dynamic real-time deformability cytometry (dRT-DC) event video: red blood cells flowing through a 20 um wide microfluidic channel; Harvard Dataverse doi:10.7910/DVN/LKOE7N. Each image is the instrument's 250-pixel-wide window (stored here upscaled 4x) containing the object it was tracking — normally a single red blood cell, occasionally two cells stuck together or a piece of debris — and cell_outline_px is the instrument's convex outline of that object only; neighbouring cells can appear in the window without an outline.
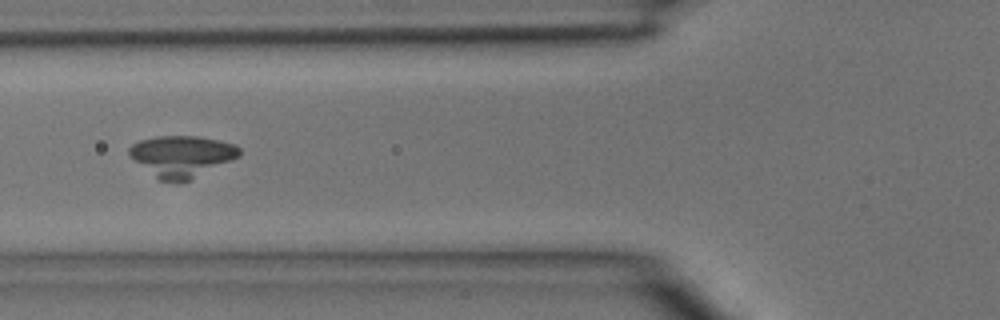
{"species": "common noctule bat (a hibernating species)", "species_latin": "Nyctalus noctula", "temperature_condition": "room temperature", "stored_images_in_passage": 6, "camera_frame_rate_fps": 3000, "um_per_image_px": 0.085, "animal": {"sex": "male", "body_mass_g": 15.6}, "frame": {"image": 1, "passage_image": 5, "time_ms": 1.333, "image_size_px": [1000, 320], "cell_outline_px": [[240, 156], [232, 160], [188, 180], [176, 184], [160, 180], [128, 156], [128, 148], [132, 144], [140, 140], [156, 136], [196, 136], [220, 140], [236, 144], [240, 148]], "centroid_in_image_um": [15.43, 13.27], "position_along_channel_um": 110.4, "area_um2": 26.59}}